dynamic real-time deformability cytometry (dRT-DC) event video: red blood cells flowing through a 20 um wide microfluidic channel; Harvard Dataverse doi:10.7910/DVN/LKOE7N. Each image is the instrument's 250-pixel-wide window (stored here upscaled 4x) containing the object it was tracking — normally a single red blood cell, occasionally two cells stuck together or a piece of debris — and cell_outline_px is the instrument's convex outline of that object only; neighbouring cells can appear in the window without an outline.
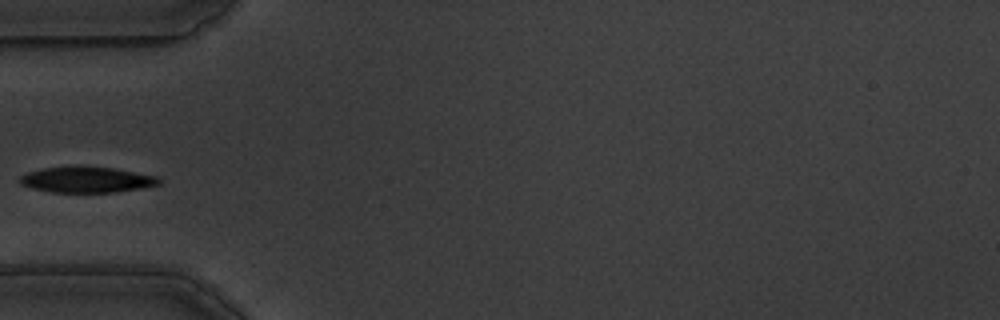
{"species": "common noctule bat (a hibernating species)", "species_latin": "Nyctalus noctula", "temperature_condition": "warm", "stored_images_in_passage": 40, "camera_frame_rate_fps": 3000, "um_per_image_px": 0.085, "animal": {"sex": "male", "body_mass_g": 19.5, "forearm_length_mm": 54.6}, "frame": {"image": 1, "passage_image": 1, "time_ms": 0.0, "image_size_px": [1000, 320], "cell_outline_px": [[160, 184], [144, 188], [116, 192], [52, 192], [32, 188], [20, 184], [20, 176], [28, 172], [44, 168], [80, 164], [112, 168], [156, 176], [160, 180]], "centroid_in_image_um": [7.36, 15.25], "position_along_channel_um": 77.6, "area_um2": 21.21}}
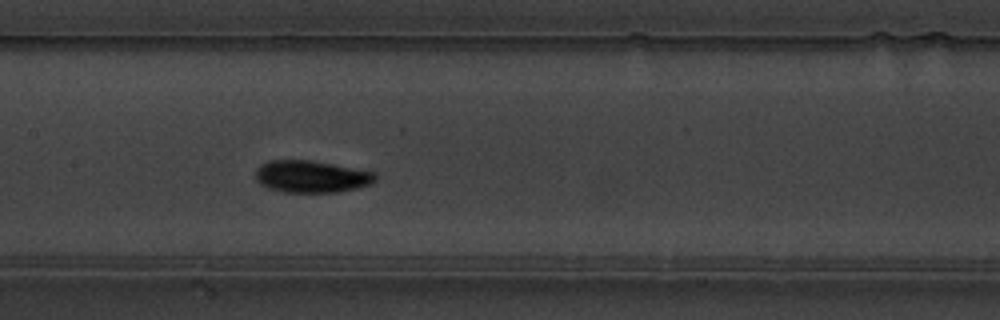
{"frame": {"image": 2, "passage_image": 10, "time_ms": 3.0, "image_size_px": [1000, 320], "cell_outline_px": [[376, 180], [372, 184], [356, 188], [336, 192], [284, 192], [268, 188], [260, 184], [256, 180], [256, 168], [260, 164], [268, 160], [312, 160], [376, 172]], "centroid_in_image_um": [26.46, 15.0], "position_along_channel_um": 180.9, "area_um2": 22.54}}
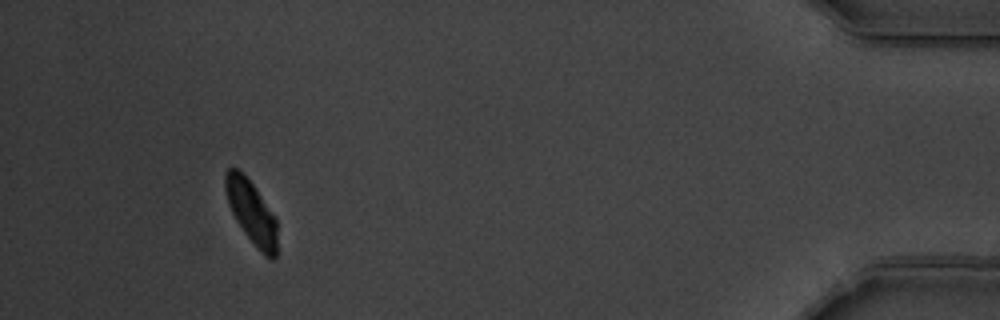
{"frame": {"image": 3, "passage_image": 36, "time_ms": 11.667, "image_size_px": [1000, 320], "cell_outline_px": [[276, 256], [272, 260], [264, 256], [260, 252], [244, 232], [236, 220], [228, 204], [224, 188], [224, 172], [228, 168], [236, 168], [244, 172], [276, 220]], "centroid_in_image_um": [21.33, 18.01], "position_along_channel_um": 413.9, "area_um2": 18.9}}